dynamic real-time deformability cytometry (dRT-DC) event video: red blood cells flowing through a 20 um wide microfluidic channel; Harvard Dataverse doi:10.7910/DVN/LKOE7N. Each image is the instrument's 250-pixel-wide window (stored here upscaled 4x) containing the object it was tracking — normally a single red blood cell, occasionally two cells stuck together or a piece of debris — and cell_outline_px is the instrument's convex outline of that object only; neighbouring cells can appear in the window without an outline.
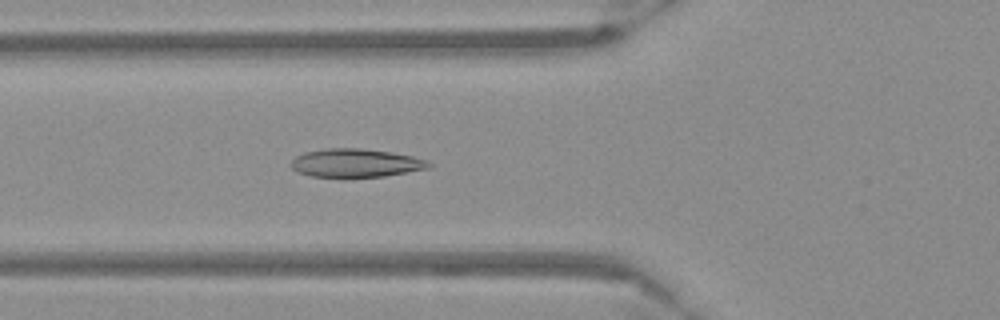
{"species": "Egyptian fruit bat (a non-hibernating species)", "species_latin": "Rousettus aegyptiacus", "temperature_condition": "warm", "stored_images_in_passage": 54, "camera_frame_rate_fps": 3000, "um_per_image_px": 0.085, "frame": {"image": 1, "passage_image": 20, "time_ms": 6.333, "image_size_px": [1000, 320], "cell_outline_px": [[432, 168], [384, 176], [348, 180], [344, 180], [312, 176], [296, 172], [292, 168], [292, 160], [296, 156], [304, 152], [328, 148], [360, 148], [388, 152], [412, 156], [428, 160], [432, 164]], "centroid_in_image_um": [30.23, 13.9], "position_along_channel_um": 95.6, "area_um2": 23.64}}
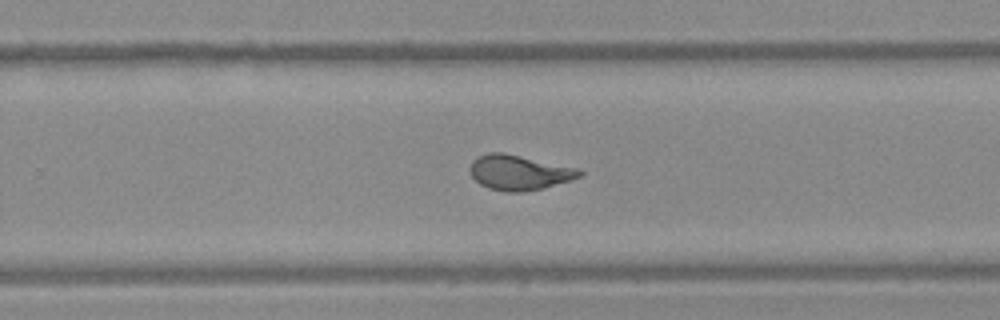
{"frame": {"image": 2, "passage_image": 35, "time_ms": 11.333, "image_size_px": [1000, 320], "cell_outline_px": [[584, 172], [580, 176], [572, 180], [544, 188], [520, 192], [508, 192], [488, 188], [480, 184], [472, 176], [468, 168], [472, 160], [476, 156], [488, 152], [504, 152], [576, 168]], "centroid_in_image_um": [44.08, 14.65], "position_along_channel_um": 285.7, "area_um2": 22.43}}
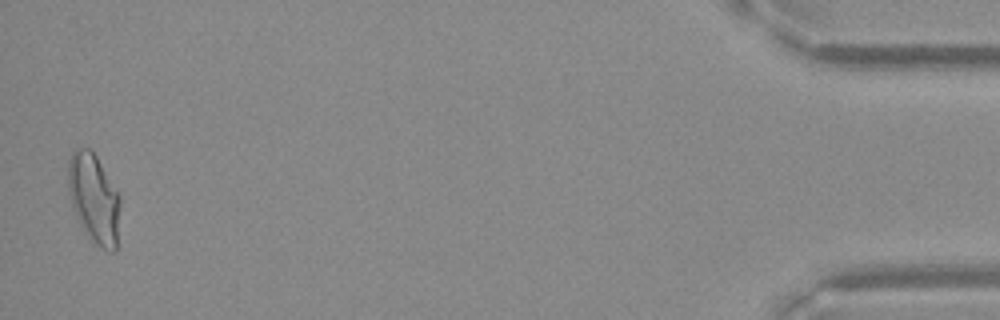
{"frame": {"image": 3, "passage_image": 53, "time_ms": 17.333, "image_size_px": [1000, 320], "cell_outline_px": [[120, 204], [116, 252], [108, 252], [96, 244], [84, 232], [76, 216], [68, 196], [68, 160], [72, 152], [76, 148], [88, 148], [96, 156], [120, 192]], "centroid_in_image_um": [7.99, 16.87], "position_along_channel_um": 427.2, "area_um2": 27.51}}